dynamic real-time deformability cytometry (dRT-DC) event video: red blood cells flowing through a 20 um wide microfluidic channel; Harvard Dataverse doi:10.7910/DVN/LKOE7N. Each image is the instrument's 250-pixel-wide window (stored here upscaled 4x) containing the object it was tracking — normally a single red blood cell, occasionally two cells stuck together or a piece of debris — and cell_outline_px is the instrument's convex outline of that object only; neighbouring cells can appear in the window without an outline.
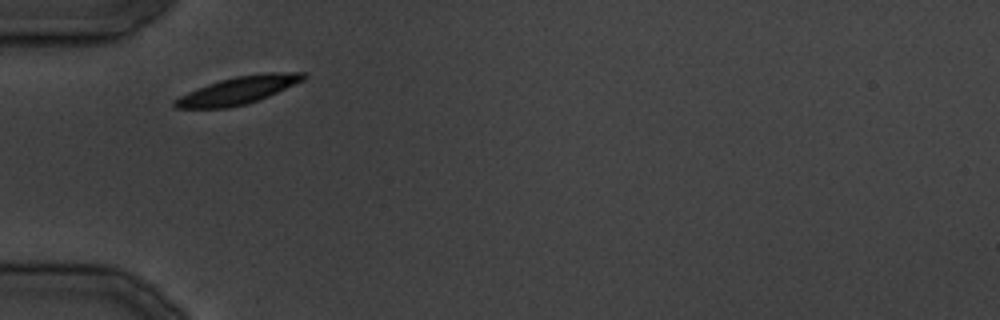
{"species": "common noctule bat (a hibernating species)", "species_latin": "Nyctalus noctula", "temperature_condition": "cold", "stored_images_in_passage": 21, "camera_frame_rate_fps": 3000, "um_per_image_px": 0.085, "animal": {"sex": "male", "body_mass_g": 19.5, "forearm_length_mm": 54.6}, "frame": {"image": 1, "passage_image": 1, "time_ms": 0.0, "image_size_px": [1000, 320], "cell_outline_px": [[308, 76], [304, 80], [268, 96], [244, 104], [228, 108], [176, 108], [172, 104], [172, 100], [188, 92], [208, 84], [220, 80], [236, 76], [268, 72], [304, 72]], "centroid_in_image_um": [20.24, 7.67], "position_along_channel_um": 64.8, "area_um2": 20.46}}
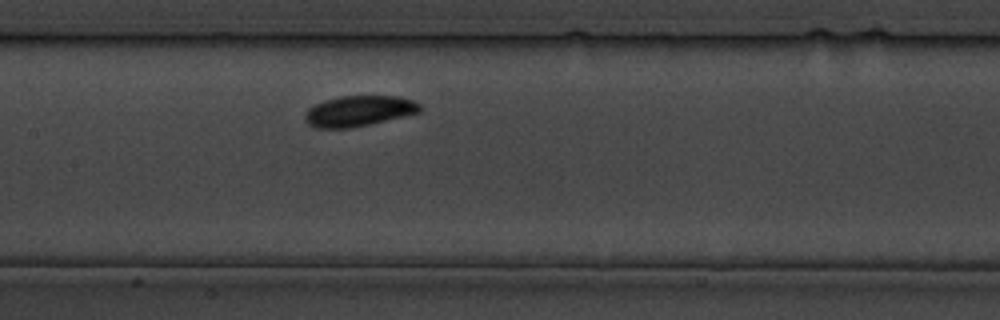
{"frame": {"image": 2, "passage_image": 7, "time_ms": 7.667, "image_size_px": [1000, 320], "cell_outline_px": [[420, 112], [404, 116], [352, 128], [316, 128], [308, 124], [304, 120], [304, 116], [308, 108], [324, 100], [340, 96], [396, 96], [412, 100], [420, 104]], "centroid_in_image_um": [30.47, 9.44], "position_along_channel_um": 176.9, "area_um2": 20.46}}
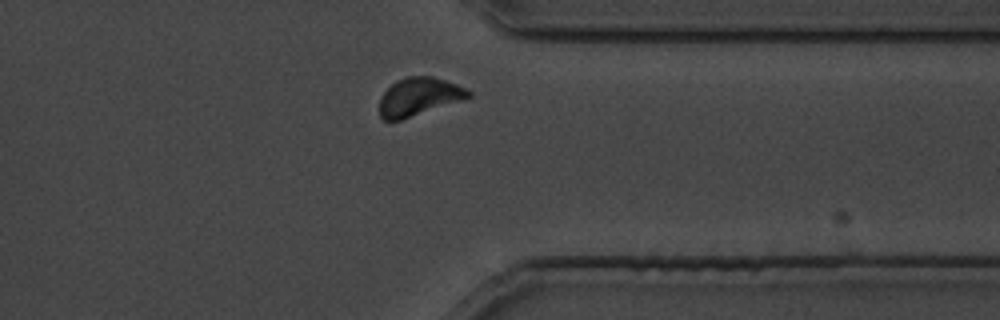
{"frame": {"image": 3, "passage_image": 18, "time_ms": 21.0, "image_size_px": [1000, 320], "cell_outline_px": [[472, 96], [464, 100], [400, 120], [384, 120], [380, 116], [380, 96], [396, 80], [408, 76], [432, 76], [456, 84], [472, 92]], "centroid_in_image_um": [35.62, 8.22], "position_along_channel_um": 375.8, "area_um2": 19.65}}